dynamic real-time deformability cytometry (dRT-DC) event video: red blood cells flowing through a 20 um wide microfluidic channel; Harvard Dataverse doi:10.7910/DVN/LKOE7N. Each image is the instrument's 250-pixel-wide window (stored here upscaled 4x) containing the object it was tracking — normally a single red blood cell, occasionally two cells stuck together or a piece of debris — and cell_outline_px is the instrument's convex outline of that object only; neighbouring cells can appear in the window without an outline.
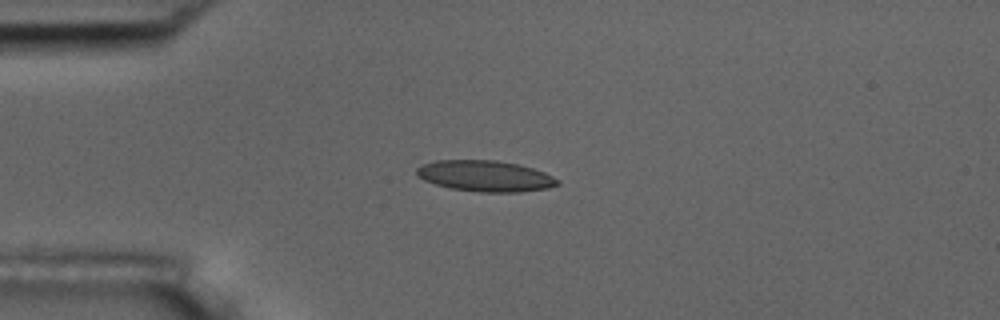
{"species": "common noctule bat (a hibernating species)", "species_latin": "Nyctalus noctula", "temperature_condition": "room temperature", "stored_images_in_passage": 9, "camera_frame_rate_fps": 3000, "um_per_image_px": 0.085, "animal": {"sex": "male", "body_mass_g": 17.5, "forearm_length_mm": 52.3}, "frame": {"image": 1, "passage_image": 3, "time_ms": 2.333, "image_size_px": [1000, 320], "cell_outline_px": [[560, 184], [548, 188], [520, 192], [480, 192], [452, 188], [436, 184], [424, 180], [416, 176], [416, 168], [420, 164], [436, 160], [496, 160], [516, 164], [532, 168], [544, 172], [560, 180]], "centroid_in_image_um": [41.23, 14.96], "position_along_channel_um": 43.8, "area_um2": 25.49}}
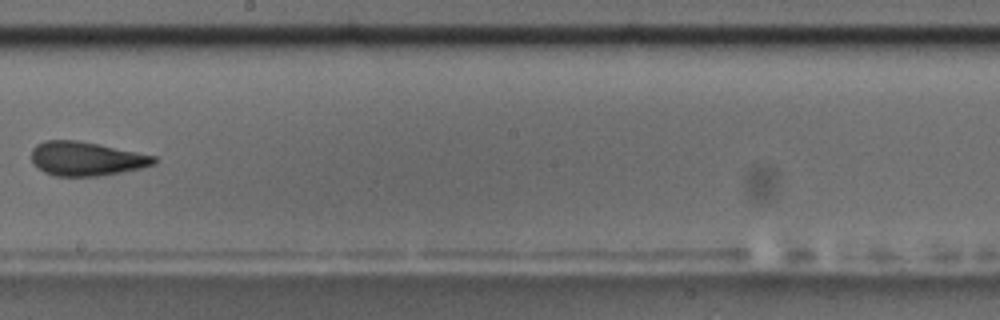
{"frame": {"image": 2, "passage_image": 8, "time_ms": 8.333, "image_size_px": [1000, 320], "cell_outline_px": [[156, 164], [144, 168], [96, 176], [56, 176], [44, 172], [32, 160], [32, 148], [36, 144], [44, 140], [76, 140], [156, 156]], "centroid_in_image_um": [7.34, 13.49], "position_along_channel_um": 240.9, "area_um2": 24.04}}
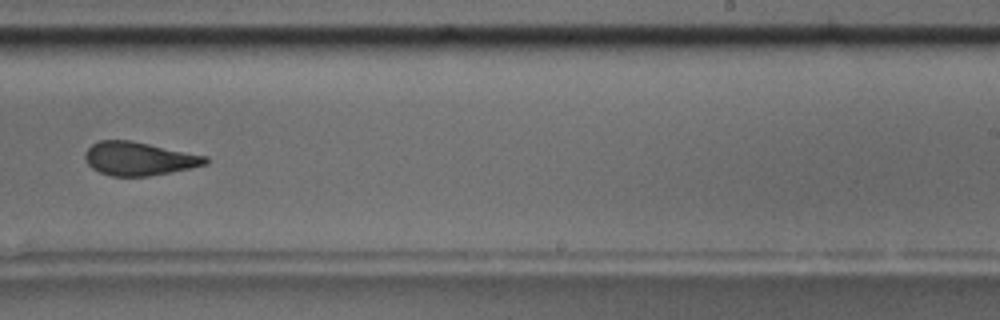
{"frame": {"image": 3, "passage_image": 9, "time_ms": 9.333, "image_size_px": [1000, 320], "cell_outline_px": [[208, 164], [192, 168], [148, 176], [112, 176], [100, 172], [92, 168], [84, 160], [84, 152], [92, 144], [100, 140], [132, 140], [208, 156]], "centroid_in_image_um": [11.81, 13.48], "position_along_channel_um": 277.2, "area_um2": 23.64}}